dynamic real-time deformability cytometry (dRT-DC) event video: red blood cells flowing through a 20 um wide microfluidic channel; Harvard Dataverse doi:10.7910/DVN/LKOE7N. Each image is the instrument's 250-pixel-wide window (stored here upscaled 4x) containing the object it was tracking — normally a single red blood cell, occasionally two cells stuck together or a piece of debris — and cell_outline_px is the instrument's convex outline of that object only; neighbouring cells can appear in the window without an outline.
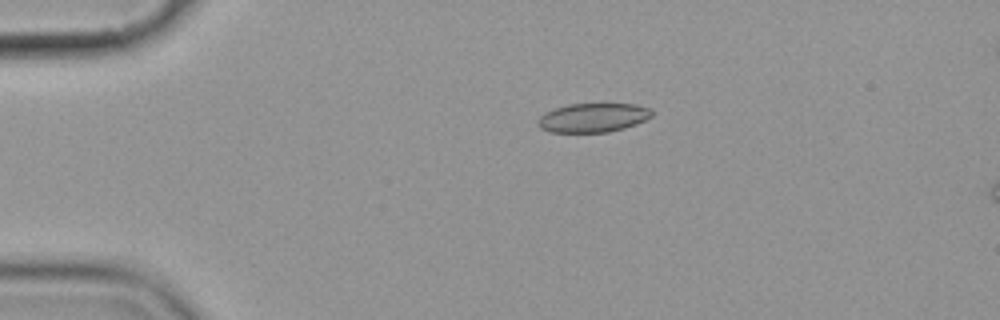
{"species": "common noctule bat (a hibernating species)", "species_latin": "Nyctalus noctula", "temperature_condition": "cold", "stored_images_in_passage": 6, "camera_frame_rate_fps": 3000, "um_per_image_px": 0.085, "animal": {"sex": "female", "body_mass_g": 19.9}, "frame": {"image": 1, "passage_image": 4, "time_ms": 3.667, "image_size_px": [1000, 320], "cell_outline_px": [[652, 116], [636, 124], [624, 128], [608, 132], [548, 132], [540, 128], [536, 124], [536, 120], [544, 112], [568, 104], [636, 104], [648, 108], [652, 112]], "centroid_in_image_um": [50.35, 10.01], "position_along_channel_um": 34.6, "area_um2": 19.31}}